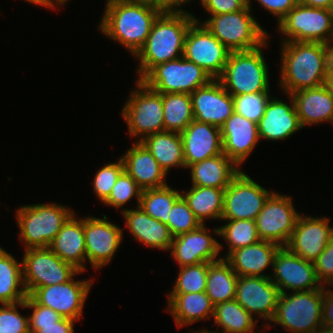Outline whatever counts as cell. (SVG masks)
<instances>
[{
    "instance_id": "obj_1",
    "label": "cell",
    "mask_w": 333,
    "mask_h": 333,
    "mask_svg": "<svg viewBox=\"0 0 333 333\" xmlns=\"http://www.w3.org/2000/svg\"><path fill=\"white\" fill-rule=\"evenodd\" d=\"M280 87L291 95L325 85L331 68L332 45L321 42H282Z\"/></svg>"
},
{
    "instance_id": "obj_2",
    "label": "cell",
    "mask_w": 333,
    "mask_h": 333,
    "mask_svg": "<svg viewBox=\"0 0 333 333\" xmlns=\"http://www.w3.org/2000/svg\"><path fill=\"white\" fill-rule=\"evenodd\" d=\"M160 14L155 8L128 0H107L98 28L135 56Z\"/></svg>"
},
{
    "instance_id": "obj_3",
    "label": "cell",
    "mask_w": 333,
    "mask_h": 333,
    "mask_svg": "<svg viewBox=\"0 0 333 333\" xmlns=\"http://www.w3.org/2000/svg\"><path fill=\"white\" fill-rule=\"evenodd\" d=\"M195 16L185 14H160L147 37V41L135 55L139 60L136 73L141 80L157 64L183 56L184 42Z\"/></svg>"
},
{
    "instance_id": "obj_4",
    "label": "cell",
    "mask_w": 333,
    "mask_h": 333,
    "mask_svg": "<svg viewBox=\"0 0 333 333\" xmlns=\"http://www.w3.org/2000/svg\"><path fill=\"white\" fill-rule=\"evenodd\" d=\"M266 44L267 40L258 48L230 52L218 80L231 96L270 92V75L263 55Z\"/></svg>"
},
{
    "instance_id": "obj_5",
    "label": "cell",
    "mask_w": 333,
    "mask_h": 333,
    "mask_svg": "<svg viewBox=\"0 0 333 333\" xmlns=\"http://www.w3.org/2000/svg\"><path fill=\"white\" fill-rule=\"evenodd\" d=\"M73 212L57 203L18 207L15 217L24 249L48 247Z\"/></svg>"
},
{
    "instance_id": "obj_6",
    "label": "cell",
    "mask_w": 333,
    "mask_h": 333,
    "mask_svg": "<svg viewBox=\"0 0 333 333\" xmlns=\"http://www.w3.org/2000/svg\"><path fill=\"white\" fill-rule=\"evenodd\" d=\"M252 9L247 5L244 9L210 16L203 23L207 29L231 52L246 51L261 46L269 34L254 18Z\"/></svg>"
},
{
    "instance_id": "obj_7",
    "label": "cell",
    "mask_w": 333,
    "mask_h": 333,
    "mask_svg": "<svg viewBox=\"0 0 333 333\" xmlns=\"http://www.w3.org/2000/svg\"><path fill=\"white\" fill-rule=\"evenodd\" d=\"M290 294L280 293L271 322L290 333H315L322 327L323 286Z\"/></svg>"
},
{
    "instance_id": "obj_8",
    "label": "cell",
    "mask_w": 333,
    "mask_h": 333,
    "mask_svg": "<svg viewBox=\"0 0 333 333\" xmlns=\"http://www.w3.org/2000/svg\"><path fill=\"white\" fill-rule=\"evenodd\" d=\"M135 85L137 89L131 91L121 115L130 136L137 137V142H141L149 135L164 131V110L161 93L138 79Z\"/></svg>"
},
{
    "instance_id": "obj_9",
    "label": "cell",
    "mask_w": 333,
    "mask_h": 333,
    "mask_svg": "<svg viewBox=\"0 0 333 333\" xmlns=\"http://www.w3.org/2000/svg\"><path fill=\"white\" fill-rule=\"evenodd\" d=\"M277 25L278 31L287 36L282 42L333 44V9L298 3Z\"/></svg>"
},
{
    "instance_id": "obj_10",
    "label": "cell",
    "mask_w": 333,
    "mask_h": 333,
    "mask_svg": "<svg viewBox=\"0 0 333 333\" xmlns=\"http://www.w3.org/2000/svg\"><path fill=\"white\" fill-rule=\"evenodd\" d=\"M211 80L207 72L183 56L157 64L141 79L149 88L161 94H191Z\"/></svg>"
},
{
    "instance_id": "obj_11",
    "label": "cell",
    "mask_w": 333,
    "mask_h": 333,
    "mask_svg": "<svg viewBox=\"0 0 333 333\" xmlns=\"http://www.w3.org/2000/svg\"><path fill=\"white\" fill-rule=\"evenodd\" d=\"M23 284L28 295L36 288L68 282L82 271L61 260L48 247L25 249L22 258Z\"/></svg>"
},
{
    "instance_id": "obj_12",
    "label": "cell",
    "mask_w": 333,
    "mask_h": 333,
    "mask_svg": "<svg viewBox=\"0 0 333 333\" xmlns=\"http://www.w3.org/2000/svg\"><path fill=\"white\" fill-rule=\"evenodd\" d=\"M273 192L240 172L224 191L221 220H253Z\"/></svg>"
},
{
    "instance_id": "obj_13",
    "label": "cell",
    "mask_w": 333,
    "mask_h": 333,
    "mask_svg": "<svg viewBox=\"0 0 333 333\" xmlns=\"http://www.w3.org/2000/svg\"><path fill=\"white\" fill-rule=\"evenodd\" d=\"M230 52L203 23L195 20L190 25L185 37L183 57L196 63L212 79L221 76Z\"/></svg>"
},
{
    "instance_id": "obj_14",
    "label": "cell",
    "mask_w": 333,
    "mask_h": 333,
    "mask_svg": "<svg viewBox=\"0 0 333 333\" xmlns=\"http://www.w3.org/2000/svg\"><path fill=\"white\" fill-rule=\"evenodd\" d=\"M299 215L290 196L273 191L255 219L260 240L286 246Z\"/></svg>"
},
{
    "instance_id": "obj_15",
    "label": "cell",
    "mask_w": 333,
    "mask_h": 333,
    "mask_svg": "<svg viewBox=\"0 0 333 333\" xmlns=\"http://www.w3.org/2000/svg\"><path fill=\"white\" fill-rule=\"evenodd\" d=\"M271 281L279 288L280 293L288 291H310L320 289L322 284L318 281L314 262L305 260L281 246L274 261ZM287 290V291H286Z\"/></svg>"
},
{
    "instance_id": "obj_16",
    "label": "cell",
    "mask_w": 333,
    "mask_h": 333,
    "mask_svg": "<svg viewBox=\"0 0 333 333\" xmlns=\"http://www.w3.org/2000/svg\"><path fill=\"white\" fill-rule=\"evenodd\" d=\"M94 280L71 279L62 284L36 288L30 296L40 305L48 307L65 318L78 321Z\"/></svg>"
},
{
    "instance_id": "obj_17",
    "label": "cell",
    "mask_w": 333,
    "mask_h": 333,
    "mask_svg": "<svg viewBox=\"0 0 333 333\" xmlns=\"http://www.w3.org/2000/svg\"><path fill=\"white\" fill-rule=\"evenodd\" d=\"M107 215L84 218L87 260L93 269H101L112 261L123 239L122 229L109 222Z\"/></svg>"
},
{
    "instance_id": "obj_18",
    "label": "cell",
    "mask_w": 333,
    "mask_h": 333,
    "mask_svg": "<svg viewBox=\"0 0 333 333\" xmlns=\"http://www.w3.org/2000/svg\"><path fill=\"white\" fill-rule=\"evenodd\" d=\"M279 296V288L270 277L238 276L235 300L252 316L255 313L271 322Z\"/></svg>"
},
{
    "instance_id": "obj_19",
    "label": "cell",
    "mask_w": 333,
    "mask_h": 333,
    "mask_svg": "<svg viewBox=\"0 0 333 333\" xmlns=\"http://www.w3.org/2000/svg\"><path fill=\"white\" fill-rule=\"evenodd\" d=\"M210 233L205 224H201L193 231L173 237L170 257L175 259L180 267L222 259L219 252L223 246Z\"/></svg>"
},
{
    "instance_id": "obj_20",
    "label": "cell",
    "mask_w": 333,
    "mask_h": 333,
    "mask_svg": "<svg viewBox=\"0 0 333 333\" xmlns=\"http://www.w3.org/2000/svg\"><path fill=\"white\" fill-rule=\"evenodd\" d=\"M328 217L299 215L286 247L301 258L314 262L333 237Z\"/></svg>"
},
{
    "instance_id": "obj_21",
    "label": "cell",
    "mask_w": 333,
    "mask_h": 333,
    "mask_svg": "<svg viewBox=\"0 0 333 333\" xmlns=\"http://www.w3.org/2000/svg\"><path fill=\"white\" fill-rule=\"evenodd\" d=\"M194 120L221 127L234 112L232 96L218 79L190 94Z\"/></svg>"
},
{
    "instance_id": "obj_22",
    "label": "cell",
    "mask_w": 333,
    "mask_h": 333,
    "mask_svg": "<svg viewBox=\"0 0 333 333\" xmlns=\"http://www.w3.org/2000/svg\"><path fill=\"white\" fill-rule=\"evenodd\" d=\"M223 153L238 167L258 144V124L233 112L220 127Z\"/></svg>"
},
{
    "instance_id": "obj_23",
    "label": "cell",
    "mask_w": 333,
    "mask_h": 333,
    "mask_svg": "<svg viewBox=\"0 0 333 333\" xmlns=\"http://www.w3.org/2000/svg\"><path fill=\"white\" fill-rule=\"evenodd\" d=\"M180 135L186 168L223 153L220 127L193 120Z\"/></svg>"
},
{
    "instance_id": "obj_24",
    "label": "cell",
    "mask_w": 333,
    "mask_h": 333,
    "mask_svg": "<svg viewBox=\"0 0 333 333\" xmlns=\"http://www.w3.org/2000/svg\"><path fill=\"white\" fill-rule=\"evenodd\" d=\"M290 105L276 97L268 101L263 117L258 123V134L261 140L278 141L289 138L303 127L296 113L292 96Z\"/></svg>"
},
{
    "instance_id": "obj_25",
    "label": "cell",
    "mask_w": 333,
    "mask_h": 333,
    "mask_svg": "<svg viewBox=\"0 0 333 333\" xmlns=\"http://www.w3.org/2000/svg\"><path fill=\"white\" fill-rule=\"evenodd\" d=\"M121 159L124 171L135 180L142 191L167 185L166 172L141 142L135 141Z\"/></svg>"
},
{
    "instance_id": "obj_26",
    "label": "cell",
    "mask_w": 333,
    "mask_h": 333,
    "mask_svg": "<svg viewBox=\"0 0 333 333\" xmlns=\"http://www.w3.org/2000/svg\"><path fill=\"white\" fill-rule=\"evenodd\" d=\"M74 214L66 221L48 248L61 260L72 264L79 271H86L87 260L84 218Z\"/></svg>"
},
{
    "instance_id": "obj_27",
    "label": "cell",
    "mask_w": 333,
    "mask_h": 333,
    "mask_svg": "<svg viewBox=\"0 0 333 333\" xmlns=\"http://www.w3.org/2000/svg\"><path fill=\"white\" fill-rule=\"evenodd\" d=\"M280 247L274 242L259 240L257 243L232 251L225 260L238 276L270 277L262 273L269 268V265L273 266Z\"/></svg>"
},
{
    "instance_id": "obj_28",
    "label": "cell",
    "mask_w": 333,
    "mask_h": 333,
    "mask_svg": "<svg viewBox=\"0 0 333 333\" xmlns=\"http://www.w3.org/2000/svg\"><path fill=\"white\" fill-rule=\"evenodd\" d=\"M121 213L135 240L151 248L170 251L173 236L166 224L152 218L137 206L136 209H121Z\"/></svg>"
},
{
    "instance_id": "obj_29",
    "label": "cell",
    "mask_w": 333,
    "mask_h": 333,
    "mask_svg": "<svg viewBox=\"0 0 333 333\" xmlns=\"http://www.w3.org/2000/svg\"><path fill=\"white\" fill-rule=\"evenodd\" d=\"M302 127L330 122L333 126V98L326 85L291 94Z\"/></svg>"
},
{
    "instance_id": "obj_30",
    "label": "cell",
    "mask_w": 333,
    "mask_h": 333,
    "mask_svg": "<svg viewBox=\"0 0 333 333\" xmlns=\"http://www.w3.org/2000/svg\"><path fill=\"white\" fill-rule=\"evenodd\" d=\"M193 186L226 189L241 169L224 153L187 167Z\"/></svg>"
},
{
    "instance_id": "obj_31",
    "label": "cell",
    "mask_w": 333,
    "mask_h": 333,
    "mask_svg": "<svg viewBox=\"0 0 333 333\" xmlns=\"http://www.w3.org/2000/svg\"><path fill=\"white\" fill-rule=\"evenodd\" d=\"M167 300L166 310L172 315L179 329L213 317L214 304L206 292L168 294Z\"/></svg>"
},
{
    "instance_id": "obj_32",
    "label": "cell",
    "mask_w": 333,
    "mask_h": 333,
    "mask_svg": "<svg viewBox=\"0 0 333 333\" xmlns=\"http://www.w3.org/2000/svg\"><path fill=\"white\" fill-rule=\"evenodd\" d=\"M141 143L157 160L166 174L172 167L186 168L180 133L170 131L154 133L142 139Z\"/></svg>"
},
{
    "instance_id": "obj_33",
    "label": "cell",
    "mask_w": 333,
    "mask_h": 333,
    "mask_svg": "<svg viewBox=\"0 0 333 333\" xmlns=\"http://www.w3.org/2000/svg\"><path fill=\"white\" fill-rule=\"evenodd\" d=\"M27 296L23 284L22 263L0 247V304L22 302Z\"/></svg>"
},
{
    "instance_id": "obj_34",
    "label": "cell",
    "mask_w": 333,
    "mask_h": 333,
    "mask_svg": "<svg viewBox=\"0 0 333 333\" xmlns=\"http://www.w3.org/2000/svg\"><path fill=\"white\" fill-rule=\"evenodd\" d=\"M225 189L193 186L181 196L195 217L205 224L206 219L221 220Z\"/></svg>"
},
{
    "instance_id": "obj_35",
    "label": "cell",
    "mask_w": 333,
    "mask_h": 333,
    "mask_svg": "<svg viewBox=\"0 0 333 333\" xmlns=\"http://www.w3.org/2000/svg\"><path fill=\"white\" fill-rule=\"evenodd\" d=\"M238 275L225 259L208 263L205 292L214 305L235 299Z\"/></svg>"
},
{
    "instance_id": "obj_36",
    "label": "cell",
    "mask_w": 333,
    "mask_h": 333,
    "mask_svg": "<svg viewBox=\"0 0 333 333\" xmlns=\"http://www.w3.org/2000/svg\"><path fill=\"white\" fill-rule=\"evenodd\" d=\"M217 328L220 326L221 333H256L253 318L235 299L214 305L213 318Z\"/></svg>"
},
{
    "instance_id": "obj_37",
    "label": "cell",
    "mask_w": 333,
    "mask_h": 333,
    "mask_svg": "<svg viewBox=\"0 0 333 333\" xmlns=\"http://www.w3.org/2000/svg\"><path fill=\"white\" fill-rule=\"evenodd\" d=\"M162 102L164 110V131L181 133L194 120L190 94H162Z\"/></svg>"
},
{
    "instance_id": "obj_38",
    "label": "cell",
    "mask_w": 333,
    "mask_h": 333,
    "mask_svg": "<svg viewBox=\"0 0 333 333\" xmlns=\"http://www.w3.org/2000/svg\"><path fill=\"white\" fill-rule=\"evenodd\" d=\"M181 197V192L169 185L141 192L139 207L152 218L167 225L169 212Z\"/></svg>"
},
{
    "instance_id": "obj_39",
    "label": "cell",
    "mask_w": 333,
    "mask_h": 333,
    "mask_svg": "<svg viewBox=\"0 0 333 333\" xmlns=\"http://www.w3.org/2000/svg\"><path fill=\"white\" fill-rule=\"evenodd\" d=\"M223 226L214 228L213 232L227 242L228 252L225 259L232 251L257 243L260 240L255 221L253 220H226Z\"/></svg>"
},
{
    "instance_id": "obj_40",
    "label": "cell",
    "mask_w": 333,
    "mask_h": 333,
    "mask_svg": "<svg viewBox=\"0 0 333 333\" xmlns=\"http://www.w3.org/2000/svg\"><path fill=\"white\" fill-rule=\"evenodd\" d=\"M208 263L180 267L174 287L168 294H187L205 292Z\"/></svg>"
},
{
    "instance_id": "obj_41",
    "label": "cell",
    "mask_w": 333,
    "mask_h": 333,
    "mask_svg": "<svg viewBox=\"0 0 333 333\" xmlns=\"http://www.w3.org/2000/svg\"><path fill=\"white\" fill-rule=\"evenodd\" d=\"M271 97L269 92L246 93L232 96L234 112L258 124L264 115L266 105Z\"/></svg>"
},
{
    "instance_id": "obj_42",
    "label": "cell",
    "mask_w": 333,
    "mask_h": 333,
    "mask_svg": "<svg viewBox=\"0 0 333 333\" xmlns=\"http://www.w3.org/2000/svg\"><path fill=\"white\" fill-rule=\"evenodd\" d=\"M168 215L167 226L173 237L193 231L201 225L182 196L174 203Z\"/></svg>"
},
{
    "instance_id": "obj_43",
    "label": "cell",
    "mask_w": 333,
    "mask_h": 333,
    "mask_svg": "<svg viewBox=\"0 0 333 333\" xmlns=\"http://www.w3.org/2000/svg\"><path fill=\"white\" fill-rule=\"evenodd\" d=\"M141 192L142 190L137 185L135 180L124 171L118 177L109 197L103 203L105 205L120 209L126 205L129 200L136 197L137 207H139Z\"/></svg>"
},
{
    "instance_id": "obj_44",
    "label": "cell",
    "mask_w": 333,
    "mask_h": 333,
    "mask_svg": "<svg viewBox=\"0 0 333 333\" xmlns=\"http://www.w3.org/2000/svg\"><path fill=\"white\" fill-rule=\"evenodd\" d=\"M124 172V164L121 158L115 163L105 164L95 174L93 180V192L101 202H104L110 195L118 177Z\"/></svg>"
},
{
    "instance_id": "obj_45",
    "label": "cell",
    "mask_w": 333,
    "mask_h": 333,
    "mask_svg": "<svg viewBox=\"0 0 333 333\" xmlns=\"http://www.w3.org/2000/svg\"><path fill=\"white\" fill-rule=\"evenodd\" d=\"M18 306L25 309V301L0 305V333H30L29 316L21 315Z\"/></svg>"
},
{
    "instance_id": "obj_46",
    "label": "cell",
    "mask_w": 333,
    "mask_h": 333,
    "mask_svg": "<svg viewBox=\"0 0 333 333\" xmlns=\"http://www.w3.org/2000/svg\"><path fill=\"white\" fill-rule=\"evenodd\" d=\"M24 301L25 308L33 309L32 314L28 315L30 333H35L39 326L54 325L63 318L53 309L38 304L30 295Z\"/></svg>"
},
{
    "instance_id": "obj_47",
    "label": "cell",
    "mask_w": 333,
    "mask_h": 333,
    "mask_svg": "<svg viewBox=\"0 0 333 333\" xmlns=\"http://www.w3.org/2000/svg\"><path fill=\"white\" fill-rule=\"evenodd\" d=\"M314 265L317 279L322 286L329 284L333 287V237L314 261Z\"/></svg>"
},
{
    "instance_id": "obj_48",
    "label": "cell",
    "mask_w": 333,
    "mask_h": 333,
    "mask_svg": "<svg viewBox=\"0 0 333 333\" xmlns=\"http://www.w3.org/2000/svg\"><path fill=\"white\" fill-rule=\"evenodd\" d=\"M200 3L210 16L236 12L247 6V0H200Z\"/></svg>"
},
{
    "instance_id": "obj_49",
    "label": "cell",
    "mask_w": 333,
    "mask_h": 333,
    "mask_svg": "<svg viewBox=\"0 0 333 333\" xmlns=\"http://www.w3.org/2000/svg\"><path fill=\"white\" fill-rule=\"evenodd\" d=\"M256 2H259L274 17L276 16L279 23L299 3V0H256ZM250 3L251 0H247V5L251 8Z\"/></svg>"
},
{
    "instance_id": "obj_50",
    "label": "cell",
    "mask_w": 333,
    "mask_h": 333,
    "mask_svg": "<svg viewBox=\"0 0 333 333\" xmlns=\"http://www.w3.org/2000/svg\"><path fill=\"white\" fill-rule=\"evenodd\" d=\"M323 286L322 326L333 329V290Z\"/></svg>"
},
{
    "instance_id": "obj_51",
    "label": "cell",
    "mask_w": 333,
    "mask_h": 333,
    "mask_svg": "<svg viewBox=\"0 0 333 333\" xmlns=\"http://www.w3.org/2000/svg\"><path fill=\"white\" fill-rule=\"evenodd\" d=\"M76 321L70 318L63 317L60 321L54 325L39 326V329L35 333H75L74 323Z\"/></svg>"
},
{
    "instance_id": "obj_52",
    "label": "cell",
    "mask_w": 333,
    "mask_h": 333,
    "mask_svg": "<svg viewBox=\"0 0 333 333\" xmlns=\"http://www.w3.org/2000/svg\"><path fill=\"white\" fill-rule=\"evenodd\" d=\"M191 0H159V12L161 14H185L192 15L186 10H182L181 6Z\"/></svg>"
},
{
    "instance_id": "obj_53",
    "label": "cell",
    "mask_w": 333,
    "mask_h": 333,
    "mask_svg": "<svg viewBox=\"0 0 333 333\" xmlns=\"http://www.w3.org/2000/svg\"><path fill=\"white\" fill-rule=\"evenodd\" d=\"M299 3L310 7L333 9V0H299Z\"/></svg>"
},
{
    "instance_id": "obj_54",
    "label": "cell",
    "mask_w": 333,
    "mask_h": 333,
    "mask_svg": "<svg viewBox=\"0 0 333 333\" xmlns=\"http://www.w3.org/2000/svg\"><path fill=\"white\" fill-rule=\"evenodd\" d=\"M69 0H40V6L50 9H56V6H64Z\"/></svg>"
},
{
    "instance_id": "obj_55",
    "label": "cell",
    "mask_w": 333,
    "mask_h": 333,
    "mask_svg": "<svg viewBox=\"0 0 333 333\" xmlns=\"http://www.w3.org/2000/svg\"><path fill=\"white\" fill-rule=\"evenodd\" d=\"M128 1L136 3V4L150 6L159 11V0H128Z\"/></svg>"
},
{
    "instance_id": "obj_56",
    "label": "cell",
    "mask_w": 333,
    "mask_h": 333,
    "mask_svg": "<svg viewBox=\"0 0 333 333\" xmlns=\"http://www.w3.org/2000/svg\"><path fill=\"white\" fill-rule=\"evenodd\" d=\"M326 87L328 88L331 97L333 98V67L331 66L329 73L327 75L326 78V82H325Z\"/></svg>"
},
{
    "instance_id": "obj_57",
    "label": "cell",
    "mask_w": 333,
    "mask_h": 333,
    "mask_svg": "<svg viewBox=\"0 0 333 333\" xmlns=\"http://www.w3.org/2000/svg\"><path fill=\"white\" fill-rule=\"evenodd\" d=\"M315 333H333V329L322 326Z\"/></svg>"
},
{
    "instance_id": "obj_58",
    "label": "cell",
    "mask_w": 333,
    "mask_h": 333,
    "mask_svg": "<svg viewBox=\"0 0 333 333\" xmlns=\"http://www.w3.org/2000/svg\"><path fill=\"white\" fill-rule=\"evenodd\" d=\"M204 330V331H203ZM194 333H220V331H215V332H211V331H208V330H206V329H202L201 331H194Z\"/></svg>"
},
{
    "instance_id": "obj_59",
    "label": "cell",
    "mask_w": 333,
    "mask_h": 333,
    "mask_svg": "<svg viewBox=\"0 0 333 333\" xmlns=\"http://www.w3.org/2000/svg\"><path fill=\"white\" fill-rule=\"evenodd\" d=\"M25 1L40 6V0H25Z\"/></svg>"
},
{
    "instance_id": "obj_60",
    "label": "cell",
    "mask_w": 333,
    "mask_h": 333,
    "mask_svg": "<svg viewBox=\"0 0 333 333\" xmlns=\"http://www.w3.org/2000/svg\"><path fill=\"white\" fill-rule=\"evenodd\" d=\"M331 66L333 67V47H332V61H331Z\"/></svg>"
}]
</instances>
